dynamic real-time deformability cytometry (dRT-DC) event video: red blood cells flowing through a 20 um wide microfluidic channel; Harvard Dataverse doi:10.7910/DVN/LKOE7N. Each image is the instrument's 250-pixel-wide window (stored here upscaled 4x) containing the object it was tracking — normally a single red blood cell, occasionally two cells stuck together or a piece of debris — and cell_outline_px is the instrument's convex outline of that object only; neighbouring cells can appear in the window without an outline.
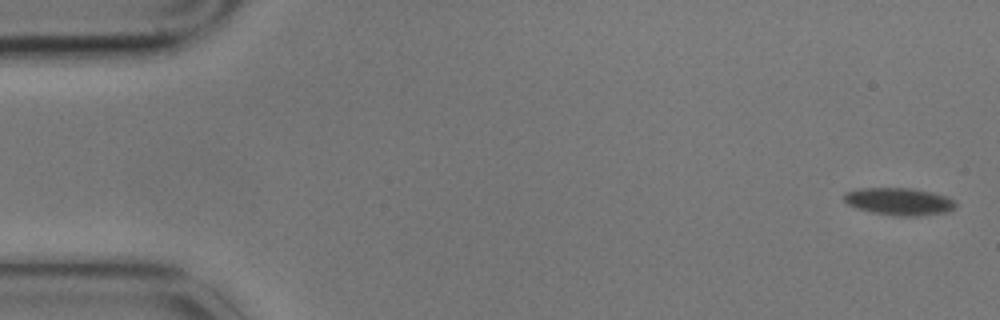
{"species": "common noctule bat (a hibernating species)", "species_latin": "Nyctalus noctula", "temperature_condition": "cold", "stored_images_in_passage": 7, "camera_frame_rate_fps": 3000, "um_per_image_px": 0.085, "animal": {"sex": "male", "body_mass_g": 17.9}, "frame": {"image": 1, "passage_image": 1, "time_ms": 0.0, "image_size_px": [1000, 320], "cell_outline_px": [[956, 208], [948, 212], [916, 216], [892, 216], [872, 212], [856, 208], [848, 204], [844, 200], [844, 192], [860, 188], [912, 188], [932, 192], [948, 196], [956, 200]], "centroid_in_image_um": [76.46, 17.13], "position_along_channel_um": 8.5, "area_um2": 18.09}}
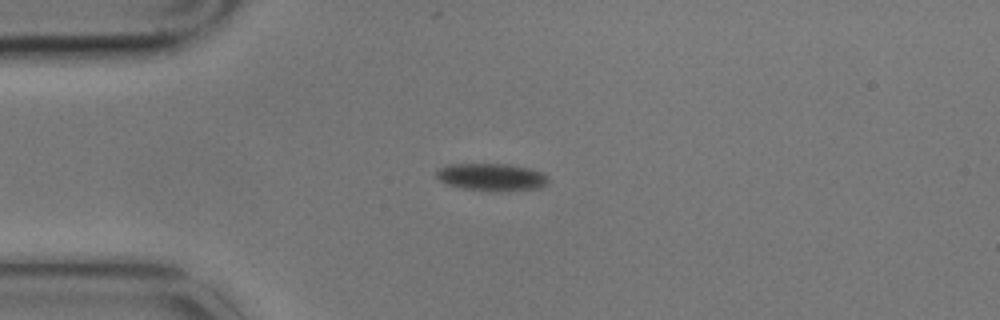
{"frame": {"image": 2, "passage_image": 4, "time_ms": 1.0, "image_size_px": [1000, 320], "cell_outline_px": [[548, 184], [540, 188], [508, 192], [464, 188], [448, 184], [440, 180], [436, 176], [436, 172], [440, 168], [448, 164], [508, 164], [528, 168], [540, 172], [548, 176]], "centroid_in_image_um": [41.83, 15.06], "position_along_channel_um": 43.2, "area_um2": 17.86}}
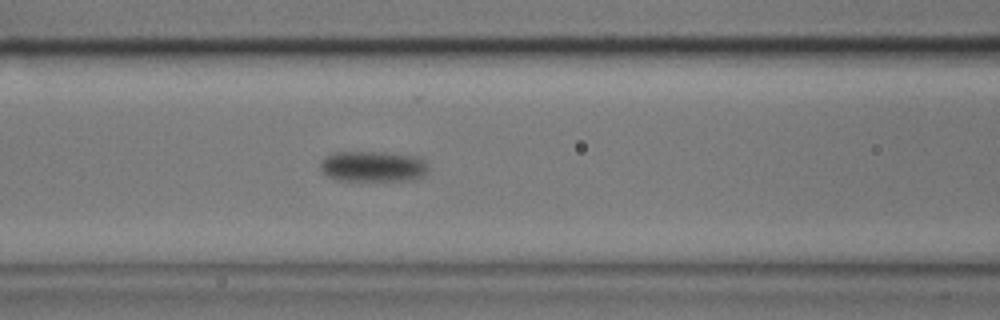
{"frame": {"image": 3, "passage_image": 7, "time_ms": 2.0, "image_size_px": [1000, 320], "cell_outline_px": [[428, 172], [424, 176], [416, 180], [336, 180], [328, 176], [320, 168], [320, 160], [324, 156], [336, 152], [384, 152], [416, 156], [424, 160], [428, 164]], "centroid_in_image_um": [31.73, 14.14], "position_along_channel_um": 134.9, "area_um2": 19.54}}